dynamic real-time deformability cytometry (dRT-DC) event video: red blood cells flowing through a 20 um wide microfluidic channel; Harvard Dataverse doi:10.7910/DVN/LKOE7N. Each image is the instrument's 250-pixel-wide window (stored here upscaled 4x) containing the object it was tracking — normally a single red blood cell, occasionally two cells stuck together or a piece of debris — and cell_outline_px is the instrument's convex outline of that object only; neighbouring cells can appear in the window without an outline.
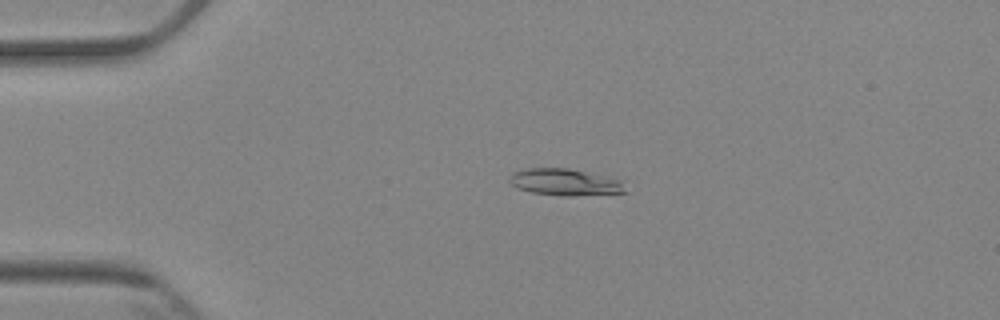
{"species": "Egyptian fruit bat (a non-hibernating species)", "species_latin": "Rousettus aegyptiacus", "temperature_condition": "cold", "stored_images_in_passage": 4, "camera_frame_rate_fps": 3000, "um_per_image_px": 0.085, "animal": {"sex": "female"}, "frame": {"image": 1, "passage_image": 3, "time_ms": 3.0, "image_size_px": [1000, 320], "cell_outline_px": [[628, 192], [572, 196], [560, 196], [532, 192], [516, 188], [508, 180], [508, 176], [516, 172], [528, 168], [568, 168], [620, 180]], "centroid_in_image_um": [47.99, 15.49], "position_along_channel_um": 37.0, "area_um2": 17.86}}